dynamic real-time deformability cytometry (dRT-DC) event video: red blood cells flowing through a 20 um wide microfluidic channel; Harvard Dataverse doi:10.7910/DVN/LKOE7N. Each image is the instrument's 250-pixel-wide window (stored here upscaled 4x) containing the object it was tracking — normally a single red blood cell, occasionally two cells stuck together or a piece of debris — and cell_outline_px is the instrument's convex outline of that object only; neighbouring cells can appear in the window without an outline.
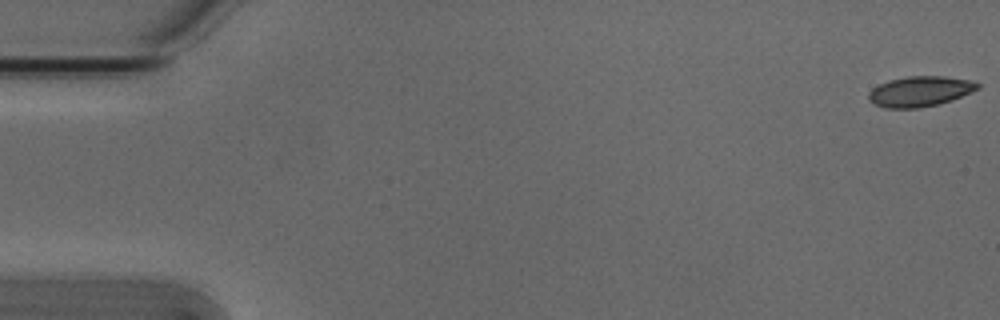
{"species": "Egyptian fruit bat (a non-hibernating species)", "species_latin": "Rousettus aegyptiacus", "temperature_condition": "cold", "stored_images_in_passage": 54, "camera_frame_rate_fps": 3000, "um_per_image_px": 0.085, "animal": {"sex": "male"}, "frame": {"image": 1, "passage_image": 1, "time_ms": 0.0, "image_size_px": [1000, 320], "cell_outline_px": [[980, 88], [952, 100], [940, 104], [920, 108], [884, 108], [872, 104], [868, 100], [868, 92], [872, 88], [888, 80], [908, 76], [944, 76], [972, 80], [980, 84]], "centroid_in_image_um": [78.18, 7.77], "position_along_channel_um": 6.8, "area_um2": 19.54}}
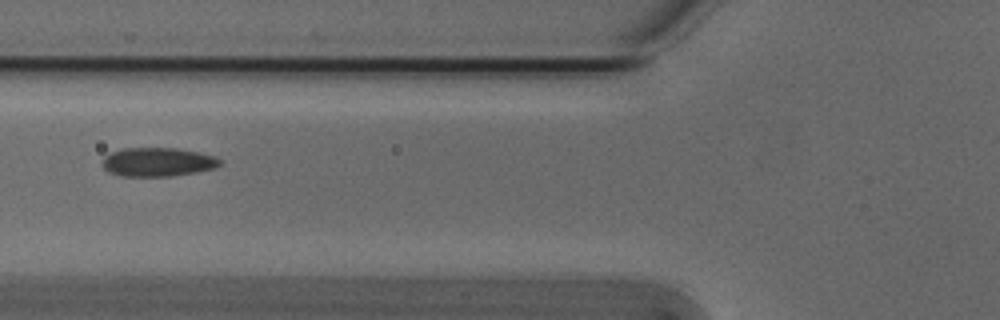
{"frame": {"image": 2, "passage_image": 21, "time_ms": 6.667, "image_size_px": [1000, 320], "cell_outline_px": [[224, 160], [216, 168], [196, 172], [172, 176], [120, 176], [108, 172], [100, 164], [100, 160], [104, 156], [112, 152], [124, 148], [176, 148], [216, 156]], "centroid_in_image_um": [13.39, 13.77], "position_along_channel_um": 112.4, "area_um2": 20.0}}
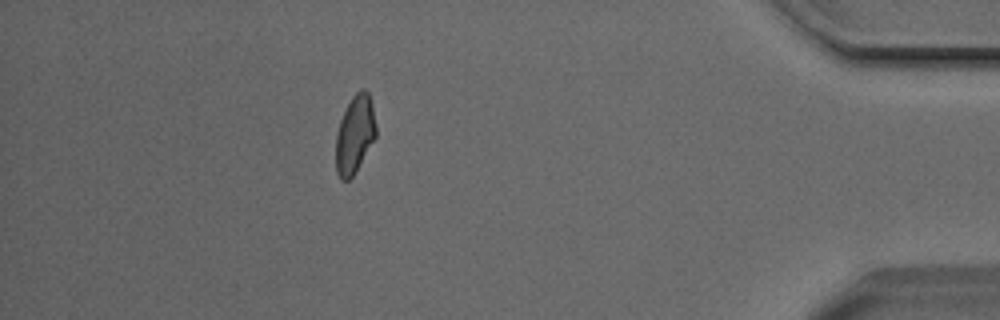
{"frame": {"image": 3, "passage_image": 48, "time_ms": 15.667, "image_size_px": [1000, 320], "cell_outline_px": [[376, 136], [356, 172], [348, 180], [340, 180], [336, 172], [336, 136], [340, 120], [352, 96], [360, 88], [364, 88], [368, 92], [372, 104], [376, 128]], "centroid_in_image_um": [30.16, 11.43], "position_along_channel_um": 405.0, "area_um2": 18.21}, "authors_computed_cell_mechanics": {"area_um2": 18.9584, "velocity_mm_per_s": 3.8151, "shape_relaxation_time_tau1_ms": 10.1736, "shape_relaxation_time_tau2_ms": 2.9697, "deformation_change_tau1": 0.1763, "deformation_change_tau2": 0.0866}}